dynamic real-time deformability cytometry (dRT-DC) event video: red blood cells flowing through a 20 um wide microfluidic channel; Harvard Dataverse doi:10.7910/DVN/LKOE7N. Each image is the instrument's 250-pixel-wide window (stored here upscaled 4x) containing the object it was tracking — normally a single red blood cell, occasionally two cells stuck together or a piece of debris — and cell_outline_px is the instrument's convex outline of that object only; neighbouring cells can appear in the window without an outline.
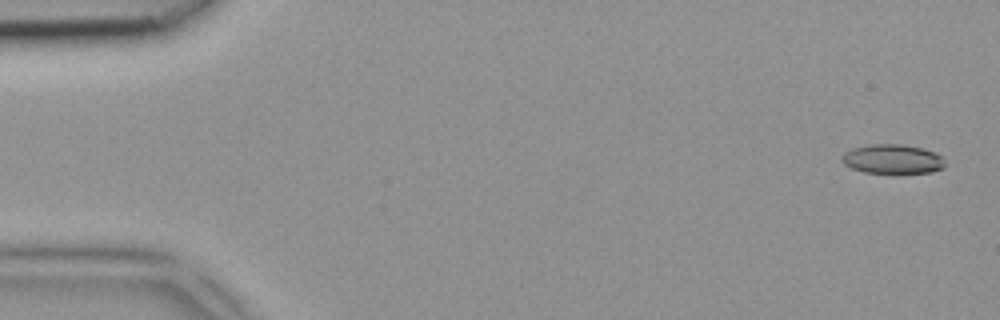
{"species": "common noctule bat (a hibernating species)", "species_latin": "Nyctalus noctula", "temperature_condition": "room temperature", "stored_images_in_passage": 3, "camera_frame_rate_fps": 3000, "um_per_image_px": 0.085, "animal": {"sex": "female", "body_mass_g": 18.4}, "frame": {"image": 1, "passage_image": 1, "time_ms": 0.0, "image_size_px": [1000, 320], "cell_outline_px": [[944, 168], [932, 172], [864, 172], [852, 168], [844, 164], [840, 160], [844, 152], [852, 148], [868, 144], [900, 144], [920, 148], [936, 152], [944, 160]], "centroid_in_image_um": [75.84, 13.5], "position_along_channel_um": 9.2, "area_um2": 17.46}}